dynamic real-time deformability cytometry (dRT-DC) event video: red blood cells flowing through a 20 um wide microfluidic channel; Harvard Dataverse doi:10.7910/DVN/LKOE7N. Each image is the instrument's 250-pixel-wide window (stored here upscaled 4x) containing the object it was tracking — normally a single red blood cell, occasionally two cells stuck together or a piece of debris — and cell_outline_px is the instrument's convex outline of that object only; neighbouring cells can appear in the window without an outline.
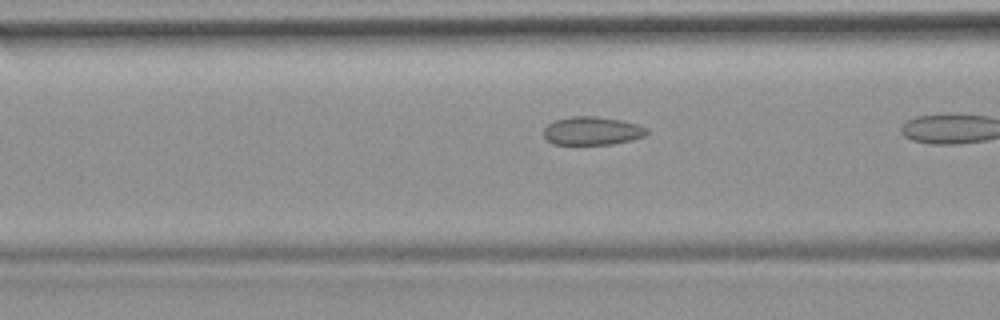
{"species": "common noctule bat (a hibernating species)", "species_latin": "Nyctalus noctula", "temperature_condition": "room temperature", "stored_images_in_passage": 9, "camera_frame_rate_fps": 3000, "um_per_image_px": 0.085, "animal": {"sex": "female", "body_mass_g": 19.9}, "frame": {"image": 1, "passage_image": 8, "time_ms": 2.333, "image_size_px": [1000, 320], "cell_outline_px": [[648, 132], [644, 136], [632, 140], [612, 144], [552, 144], [544, 136], [544, 128], [548, 124], [556, 120], [572, 116], [596, 116], [620, 120], [636, 124], [648, 128]], "centroid_in_image_um": [50.34, 11.12], "position_along_channel_um": 116.3, "area_um2": 16.94}}